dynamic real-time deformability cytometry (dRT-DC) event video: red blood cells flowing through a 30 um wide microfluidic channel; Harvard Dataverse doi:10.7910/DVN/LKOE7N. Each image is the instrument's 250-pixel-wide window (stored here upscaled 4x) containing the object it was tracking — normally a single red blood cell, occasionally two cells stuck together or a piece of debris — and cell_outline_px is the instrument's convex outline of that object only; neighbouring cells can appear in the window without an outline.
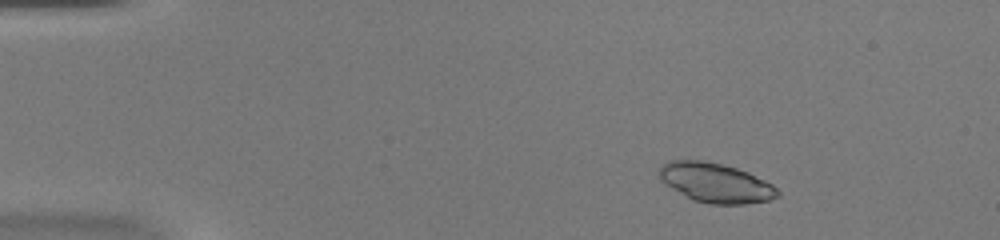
{"species": "common noctule bat (a hibernating species)", "species_latin": "Nyctalus noctula", "temperature_condition": "warm", "stored_images_in_passage": 50, "camera_frame_rate_fps": 3000, "um_per_image_px": 0.085, "animal": {"sex": "female", "body_mass_g": 20.0, "forearm_length_mm": 54.0}, "frame": {"image": 1, "passage_image": 6, "time_ms": 1.667, "image_size_px": [1000, 240], "cell_outline_px": [[780, 196], [768, 200], [744, 204], [712, 204], [692, 200], [672, 188], [660, 180], [660, 168], [668, 160], [704, 160], [736, 168], [748, 172], [772, 184], [780, 192]], "centroid_in_image_um": [60.84, 15.54], "position_along_channel_um": 24.2, "area_um2": 27.05}}
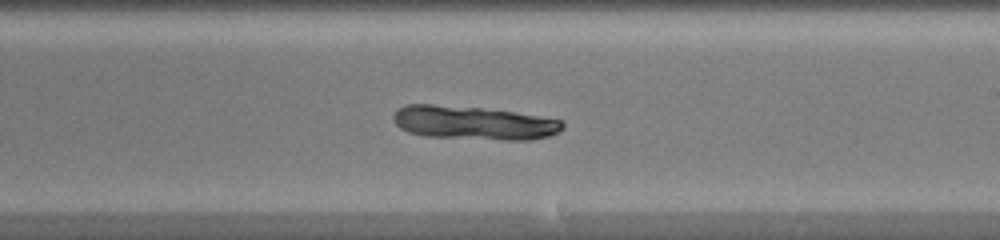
{"frame": {"image": 2, "passage_image": 30, "time_ms": 9.667, "image_size_px": [1000, 240], "cell_outline_px": [[564, 128], [560, 132], [548, 136], [532, 140], [504, 140], [424, 136], [408, 132], [400, 128], [392, 120], [392, 116], [404, 104], [432, 104], [480, 108], [512, 112], [564, 120]], "centroid_in_image_um": [40.26, 10.45], "position_along_channel_um": 248.7, "area_um2": 33.23}}
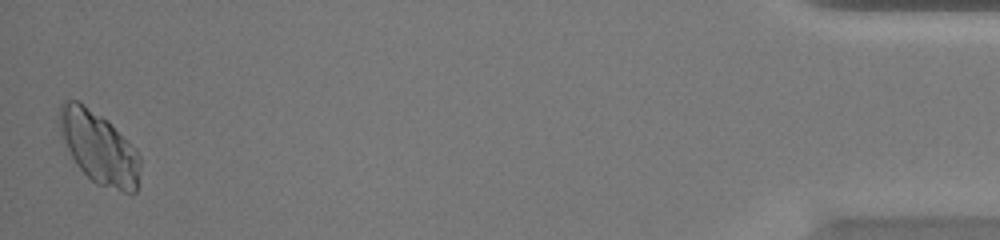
{"frame": {"image": 3, "passage_image": 50, "time_ms": 16.333, "image_size_px": [1000, 240], "cell_outline_px": [[140, 164], [136, 192], [124, 192], [96, 184], [80, 168], [72, 156], [60, 132], [60, 104], [64, 100], [80, 100], [108, 120], [140, 156]], "centroid_in_image_um": [8.4, 12.52], "position_along_channel_um": 426.8, "area_um2": 33.35}}